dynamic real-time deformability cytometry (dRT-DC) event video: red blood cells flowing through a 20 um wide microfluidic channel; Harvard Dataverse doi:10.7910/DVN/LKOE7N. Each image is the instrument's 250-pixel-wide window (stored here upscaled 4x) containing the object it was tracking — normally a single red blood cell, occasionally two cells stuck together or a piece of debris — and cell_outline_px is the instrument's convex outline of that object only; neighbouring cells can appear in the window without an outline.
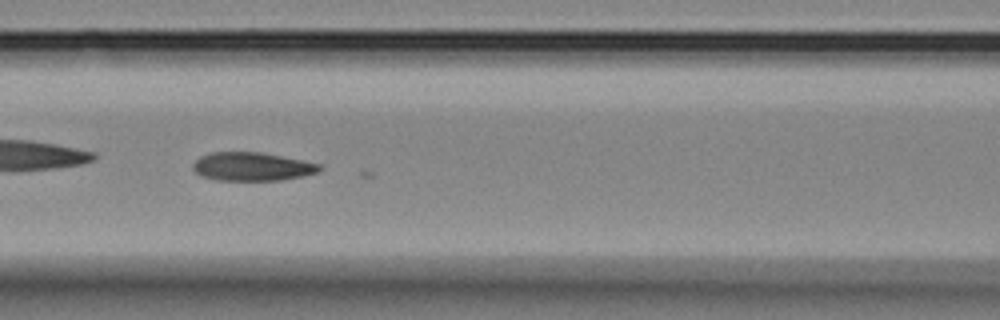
{"species": "Egyptian fruit bat (a non-hibernating species)", "species_latin": "Rousettus aegyptiacus", "temperature_condition": "room temperature", "stored_images_in_passage": 56, "camera_frame_rate_fps": 3000, "um_per_image_px": 0.085, "animal": {"sex": "female"}, "frame": {"image": 1, "passage_image": 24, "time_ms": 7.667, "image_size_px": [1000, 320], "cell_outline_px": [[324, 168], [316, 172], [304, 176], [280, 180], [216, 180], [200, 176], [192, 168], [192, 164], [200, 156], [212, 152], [260, 152], [320, 164]], "centroid_in_image_um": [21.39, 14.16], "position_along_channel_um": 145.2, "area_um2": 20.92}}
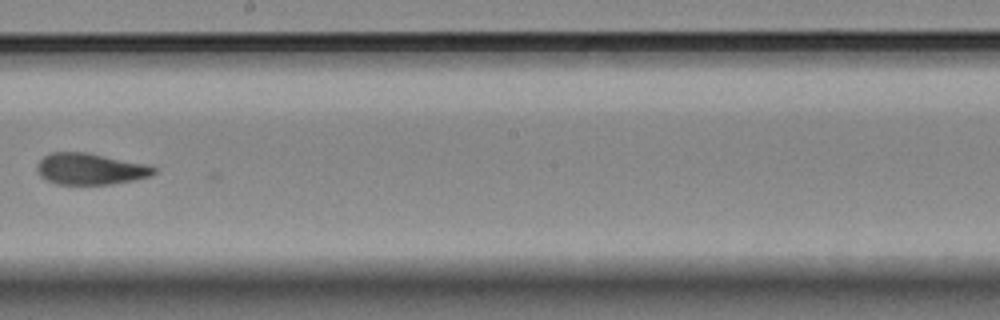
{"frame": {"image": 2, "passage_image": 32, "time_ms": 10.333, "image_size_px": [1000, 320], "cell_outline_px": [[156, 172], [152, 176], [112, 184], [56, 184], [40, 176], [36, 168], [40, 160], [44, 156], [52, 152], [88, 152], [152, 164], [156, 168]], "centroid_in_image_um": [7.74, 14.34], "position_along_channel_um": 240.5, "area_um2": 21.68}}